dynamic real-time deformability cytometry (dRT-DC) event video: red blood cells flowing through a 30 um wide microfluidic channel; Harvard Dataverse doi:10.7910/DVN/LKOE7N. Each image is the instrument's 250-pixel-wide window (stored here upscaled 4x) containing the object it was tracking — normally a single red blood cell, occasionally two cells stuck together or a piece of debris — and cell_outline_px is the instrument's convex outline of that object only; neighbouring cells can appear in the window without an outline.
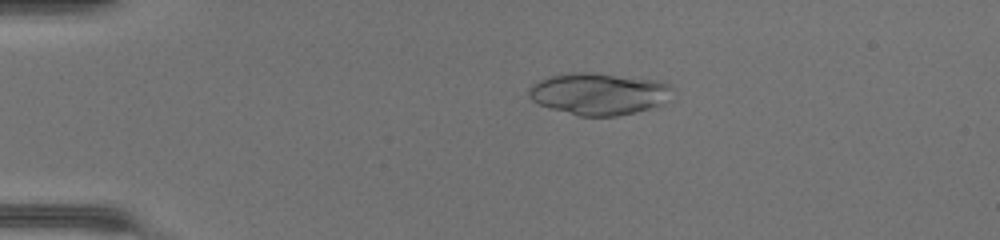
{"species": "common noctule bat (a hibernating species)", "species_latin": "Nyctalus noctula", "temperature_condition": "warm", "stored_images_in_passage": 48, "camera_frame_rate_fps": 3000, "um_per_image_px": 0.085, "animal": {"sex": "female", "body_mass_g": 17.0, "forearm_length_mm": 48.0}, "frame": {"image": 1, "passage_image": 11, "time_ms": 3.333, "image_size_px": [1000, 240], "cell_outline_px": [[672, 88], [664, 104], [636, 112], [616, 116], [580, 116], [552, 108], [540, 104], [532, 100], [528, 96], [528, 88], [532, 84], [548, 76], [576, 72], [588, 72], [652, 80], [668, 84]], "centroid_in_image_um": [50.86, 7.98], "position_along_channel_um": 34.1, "area_um2": 34.56}}